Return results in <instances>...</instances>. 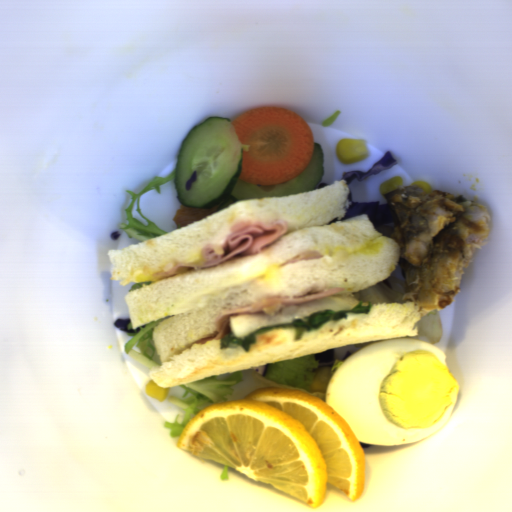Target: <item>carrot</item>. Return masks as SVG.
<instances>
[{"label": "carrot", "mask_w": 512, "mask_h": 512, "mask_svg": "<svg viewBox=\"0 0 512 512\" xmlns=\"http://www.w3.org/2000/svg\"><path fill=\"white\" fill-rule=\"evenodd\" d=\"M242 147L238 179L259 186L289 182L303 173L315 141L304 117L283 107H255L231 123Z\"/></svg>", "instance_id": "1"}]
</instances>
